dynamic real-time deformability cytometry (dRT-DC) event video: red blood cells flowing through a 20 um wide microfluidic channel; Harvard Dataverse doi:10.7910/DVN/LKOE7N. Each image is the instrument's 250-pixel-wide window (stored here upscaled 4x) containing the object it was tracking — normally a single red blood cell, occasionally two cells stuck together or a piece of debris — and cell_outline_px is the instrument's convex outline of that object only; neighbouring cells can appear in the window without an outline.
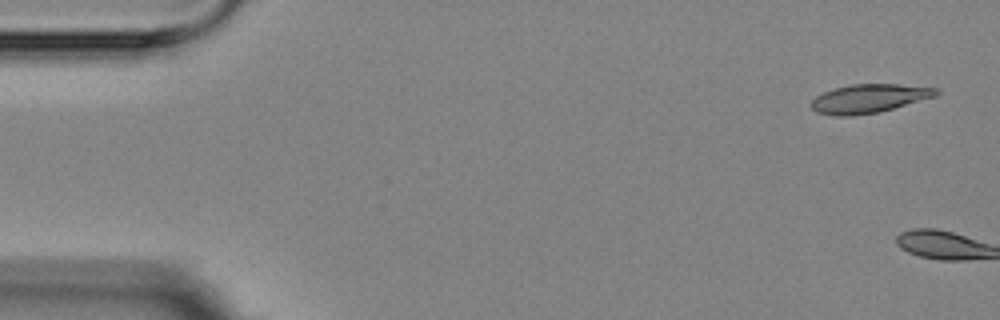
{"species": "Egyptian fruit bat (a non-hibernating species)", "species_latin": "Rousettus aegyptiacus", "temperature_condition": "room temperature", "stored_images_in_passage": 5, "camera_frame_rate_fps": 3000, "um_per_image_px": 0.085, "animal": {"sex": "female"}, "frame": {"image": 1, "passage_image": 1, "time_ms": 0.0, "image_size_px": [1000, 320], "cell_outline_px": [[940, 92], [936, 96], [880, 112], [852, 116], [836, 116], [816, 112], [812, 108], [812, 100], [816, 96], [824, 92], [836, 88], [852, 84], [896, 84], [936, 88]], "centroid_in_image_um": [73.87, 8.38], "position_along_channel_um": 11.1, "area_um2": 20.75}}